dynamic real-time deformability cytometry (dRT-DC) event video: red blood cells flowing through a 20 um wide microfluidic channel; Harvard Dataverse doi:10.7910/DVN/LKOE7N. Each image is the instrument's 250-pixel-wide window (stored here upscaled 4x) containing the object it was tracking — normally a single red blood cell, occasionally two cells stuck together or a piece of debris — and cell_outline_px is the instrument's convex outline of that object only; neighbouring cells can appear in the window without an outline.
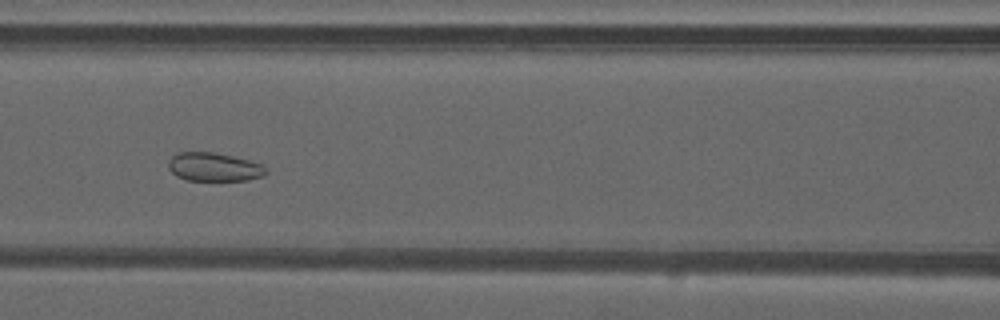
{"species": "common noctule bat (a hibernating species)", "species_latin": "Nyctalus noctula", "temperature_condition": "warm", "stored_images_in_passage": 46, "camera_frame_rate_fps": 3000, "um_per_image_px": 0.085, "animal": {"sex": "male", "forearm_length_mm": 52.5}, "frame": {"image": 1, "passage_image": 20, "time_ms": 6.333, "image_size_px": [1000, 320], "cell_outline_px": [[268, 172], [264, 176], [248, 180], [188, 180], [176, 176], [168, 168], [168, 160], [176, 152], [212, 152], [232, 156], [248, 160], [260, 164]], "centroid_in_image_um": [18.16, 14.19], "position_along_channel_um": 148.4, "area_um2": 16.18}}
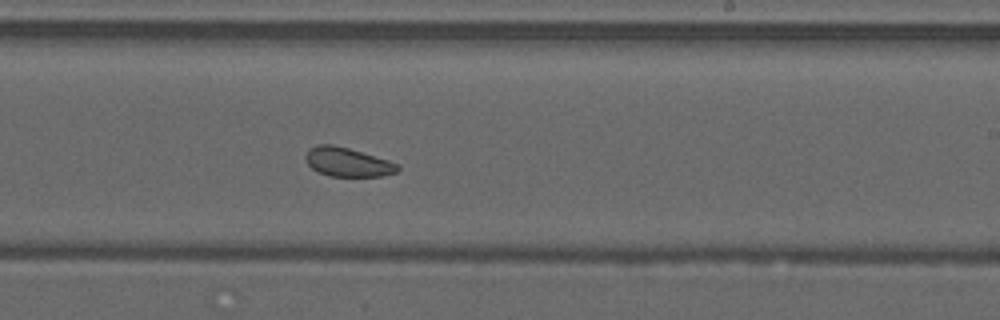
{"frame": {"image": 2, "passage_image": 28, "time_ms": 9.0, "image_size_px": [1000, 320], "cell_outline_px": [[400, 168], [396, 172], [384, 176], [328, 176], [312, 168], [304, 160], [304, 156], [308, 148], [316, 144], [332, 144], [348, 148], [388, 160], [400, 164]], "centroid_in_image_um": [29.52, 13.77], "position_along_channel_um": 259.5, "area_um2": 15.66}}
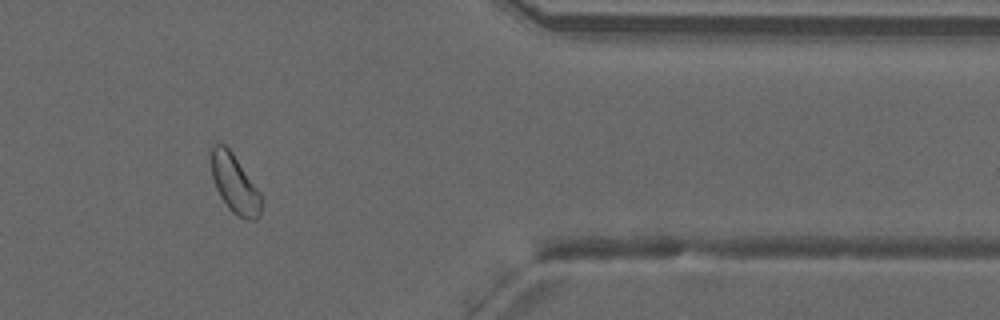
{"frame": {"image": 3, "passage_image": 39, "time_ms": 12.667, "image_size_px": [1000, 320], "cell_outline_px": [[264, 200], [260, 216], [256, 220], [248, 220], [236, 216], [228, 208], [220, 196], [216, 188], [212, 176], [212, 144], [224, 144], [232, 152], [260, 192]], "centroid_in_image_um": [19.99, 15.69], "position_along_channel_um": 391.4, "area_um2": 17.17}}